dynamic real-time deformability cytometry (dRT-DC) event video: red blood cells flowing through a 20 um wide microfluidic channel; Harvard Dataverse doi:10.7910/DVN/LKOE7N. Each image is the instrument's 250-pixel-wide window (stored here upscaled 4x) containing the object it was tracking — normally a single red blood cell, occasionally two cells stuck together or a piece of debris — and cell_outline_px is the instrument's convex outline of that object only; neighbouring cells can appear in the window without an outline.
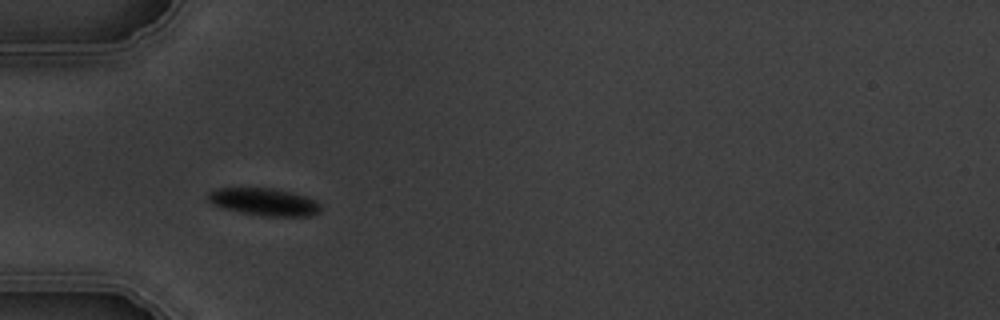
{"species": "common noctule bat (a hibernating species)", "species_latin": "Nyctalus noctula", "temperature_condition": "warm", "stored_images_in_passage": 12, "camera_frame_rate_fps": 3000, "um_per_image_px": 0.085, "animal": {"sex": "male", "body_mass_g": 19.5, "forearm_length_mm": 54.6}, "frame": {"image": 1, "passage_image": 6, "time_ms": 6.667, "image_size_px": [1000, 320], "cell_outline_px": [[320, 212], [308, 216], [260, 216], [240, 212], [224, 208], [212, 204], [208, 200], [208, 192], [216, 188], [272, 188], [304, 196], [316, 200], [320, 204]], "centroid_in_image_um": [22.43, 17.16], "position_along_channel_um": 62.6, "area_um2": 17.92}}
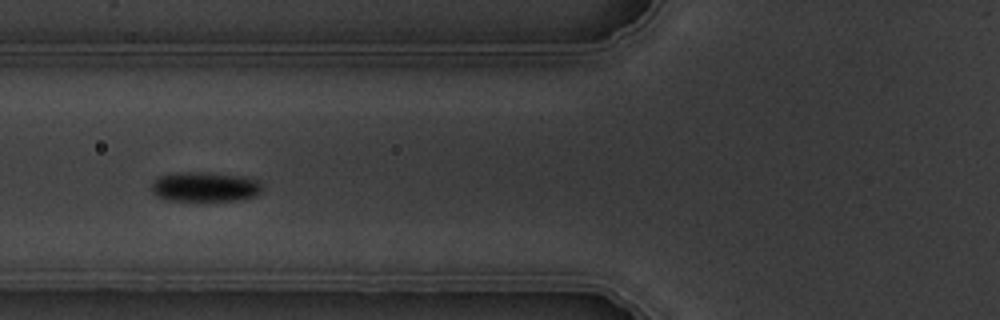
{"frame": {"image": 2, "passage_image": 7, "time_ms": 8.0, "image_size_px": [1000, 320], "cell_outline_px": [[260, 192], [256, 196], [240, 200], [164, 200], [156, 196], [152, 192], [152, 180], [156, 176], [176, 172], [208, 172], [240, 176], [256, 180], [260, 184]], "centroid_in_image_um": [17.34, 15.87], "position_along_channel_um": 108.5, "area_um2": 19.25}}